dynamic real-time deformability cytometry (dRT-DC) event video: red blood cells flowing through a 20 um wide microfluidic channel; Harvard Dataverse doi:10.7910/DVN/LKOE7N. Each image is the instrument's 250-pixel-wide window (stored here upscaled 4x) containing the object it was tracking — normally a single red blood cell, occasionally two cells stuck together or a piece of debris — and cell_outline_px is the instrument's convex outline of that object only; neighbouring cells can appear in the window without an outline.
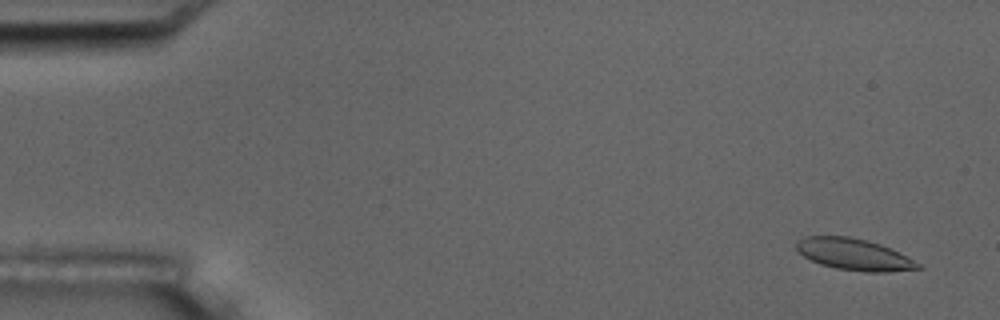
{"species": "common noctule bat (a hibernating species)", "species_latin": "Nyctalus noctula", "temperature_condition": "room temperature", "stored_images_in_passage": 6, "camera_frame_rate_fps": 3000, "um_per_image_px": 0.085, "animal": {"sex": "male", "body_mass_g": 17.5, "forearm_length_mm": 52.3}, "frame": {"image": 1, "passage_image": 1, "time_ms": 0.0, "image_size_px": [1000, 320], "cell_outline_px": [[924, 268], [888, 272], [864, 272], [836, 268], [820, 264], [804, 256], [796, 248], [796, 240], [804, 236], [848, 236], [868, 240], [880, 244], [920, 264]], "centroid_in_image_um": [72.55, 21.62], "position_along_channel_um": 12.4, "area_um2": 22.14}}
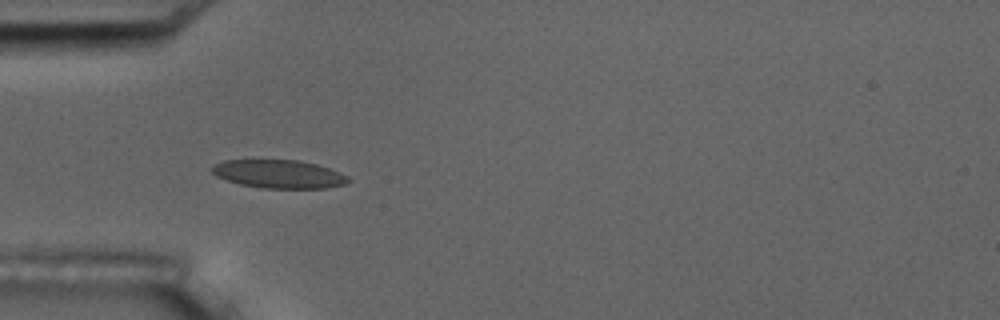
{"frame": {"image": 2, "passage_image": 5, "time_ms": 4.667, "image_size_px": [1000, 320], "cell_outline_px": [[352, 180], [348, 184], [328, 188], [260, 188], [240, 184], [216, 176], [208, 168], [212, 164], [224, 160], [300, 160], [316, 164], [340, 172], [348, 176]], "centroid_in_image_um": [23.71, 14.79], "position_along_channel_um": 61.3, "area_um2": 22.77}}